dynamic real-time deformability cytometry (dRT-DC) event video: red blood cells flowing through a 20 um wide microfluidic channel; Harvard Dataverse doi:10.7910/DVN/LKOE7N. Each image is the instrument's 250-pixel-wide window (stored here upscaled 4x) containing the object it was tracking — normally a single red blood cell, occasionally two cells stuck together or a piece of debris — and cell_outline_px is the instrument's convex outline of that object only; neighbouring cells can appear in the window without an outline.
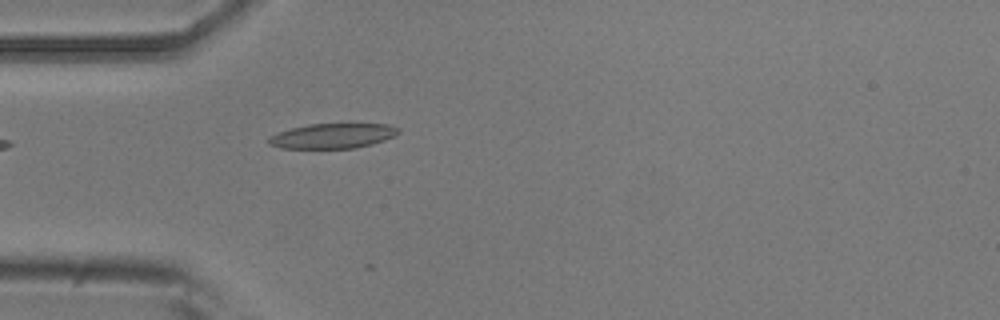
{"species": "common noctule bat (a hibernating species)", "species_latin": "Nyctalus noctula", "temperature_condition": "room temperature", "stored_images_in_passage": 9, "camera_frame_rate_fps": 3000, "um_per_image_px": 0.085, "animal": {"sex": "male", "body_mass_g": 20.5, "forearm_length_mm": 52.5}, "frame": {"image": 1, "passage_image": 1, "time_ms": 0.0, "image_size_px": [1000, 320], "cell_outline_px": [[400, 132], [384, 140], [372, 144], [356, 148], [280, 148], [268, 144], [268, 136], [276, 132], [308, 124], [348, 120], [388, 124], [400, 128]], "centroid_in_image_um": [28.32, 11.48], "position_along_channel_um": 56.7, "area_um2": 20.06}}
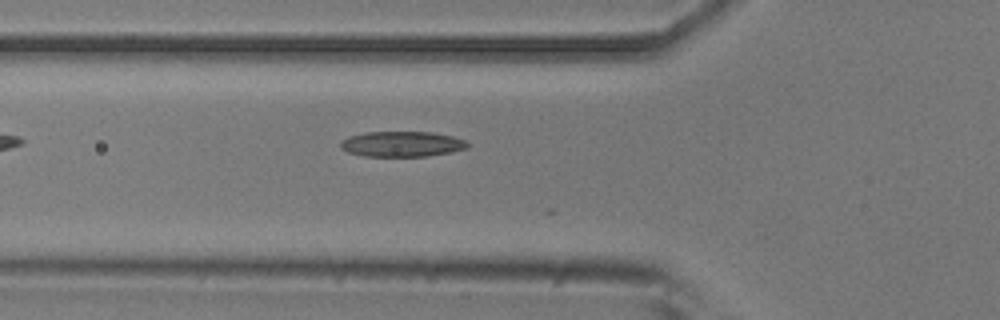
{"frame": {"image": 2, "passage_image": 4, "time_ms": 1.0, "image_size_px": [1000, 320], "cell_outline_px": [[468, 148], [452, 152], [428, 156], [364, 156], [348, 152], [340, 148], [340, 140], [348, 136], [364, 132], [432, 132], [452, 136], [464, 140], [468, 144]], "centroid_in_image_um": [34.13, 12.24], "position_along_channel_um": 91.7, "area_um2": 18.9}}
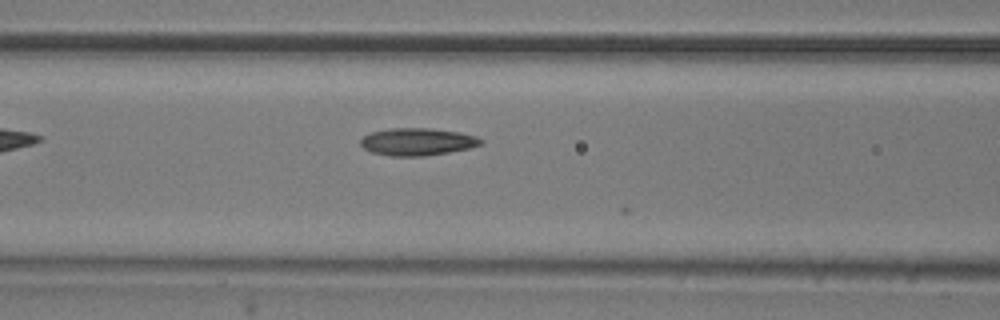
{"frame": {"image": 3, "passage_image": 7, "time_ms": 2.0, "image_size_px": [1000, 320], "cell_outline_px": [[484, 144], [468, 148], [448, 152], [424, 156], [392, 156], [372, 152], [364, 148], [360, 144], [360, 140], [364, 136], [372, 132], [388, 128], [428, 128], [460, 132], [476, 136], [484, 140]], "centroid_in_image_um": [35.49, 12.04], "position_along_channel_um": 131.1, "area_um2": 19.19}}